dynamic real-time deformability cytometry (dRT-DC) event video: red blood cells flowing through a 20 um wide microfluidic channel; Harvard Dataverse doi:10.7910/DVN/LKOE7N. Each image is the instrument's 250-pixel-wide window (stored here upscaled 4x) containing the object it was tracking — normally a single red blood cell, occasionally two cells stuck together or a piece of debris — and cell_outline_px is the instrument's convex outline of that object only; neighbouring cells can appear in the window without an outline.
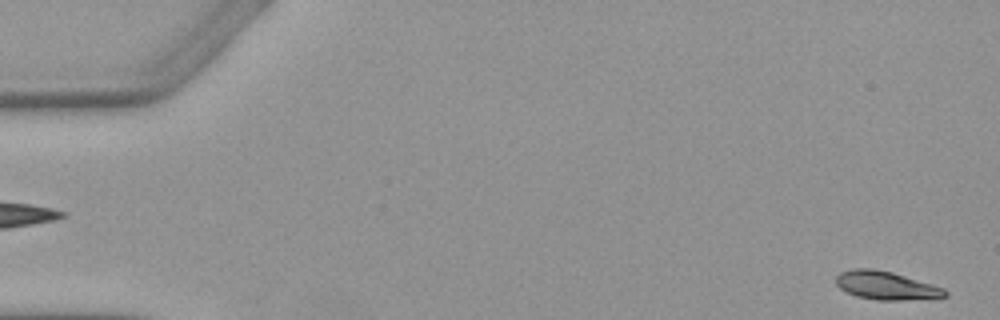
{"species": "Egyptian fruit bat (a non-hibernating species)", "species_latin": "Rousettus aegyptiacus", "temperature_condition": "warm", "stored_images_in_passage": 6, "segment_of_instrument_passage": [2, 2], "camera_frame_rate_fps": 3000, "um_per_image_px": 0.085, "animal": {"sex": "female"}, "frame": {"image": 1, "passage_image": 6, "time_ms": 6.0, "image_size_px": [1000, 320], "cell_outline_px": [[948, 296], [900, 300], [876, 300], [856, 296], [840, 288], [836, 284], [836, 276], [840, 272], [852, 268], [872, 268], [892, 272], [944, 288], [948, 292]], "centroid_in_image_um": [75.28, 24.26], "position_along_channel_um": 9.7, "area_um2": 17.8}}